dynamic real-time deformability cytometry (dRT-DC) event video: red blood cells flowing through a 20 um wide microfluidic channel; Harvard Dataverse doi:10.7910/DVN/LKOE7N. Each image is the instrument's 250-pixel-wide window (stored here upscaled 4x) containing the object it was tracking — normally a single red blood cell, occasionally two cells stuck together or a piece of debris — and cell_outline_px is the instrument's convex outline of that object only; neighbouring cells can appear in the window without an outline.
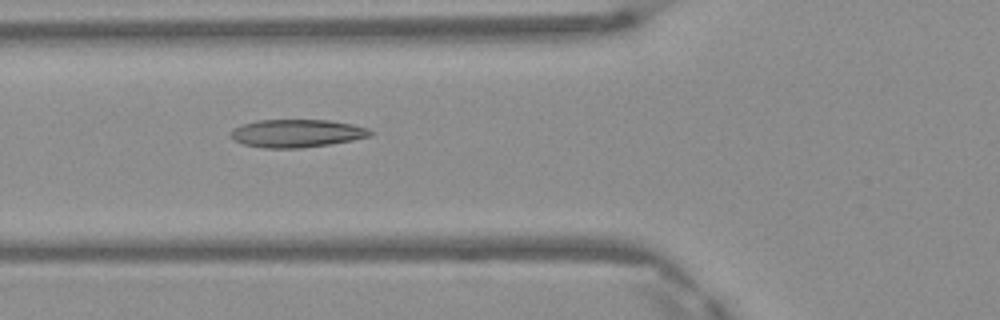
{"species": "Egyptian fruit bat (a non-hibernating species)", "species_latin": "Rousettus aegyptiacus", "temperature_condition": "warm", "stored_images_in_passage": 4, "camera_frame_rate_fps": 3000, "um_per_image_px": 0.085, "frame": {"image": 1, "passage_image": 2, "time_ms": 0.333, "image_size_px": [1000, 320], "cell_outline_px": [[376, 132], [372, 136], [352, 140], [328, 144], [300, 148], [264, 148], [244, 144], [232, 140], [228, 132], [232, 128], [240, 124], [256, 120], [328, 120], [352, 124], [368, 128]], "centroid_in_image_um": [25.19, 11.32], "position_along_channel_um": 100.6, "area_um2": 23.0}}
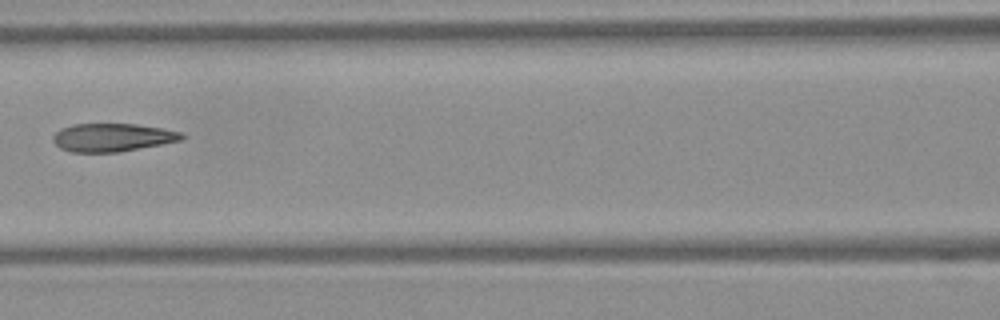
{"frame": {"image": 2, "passage_image": 3, "time_ms": 0.667, "image_size_px": [1000, 320], "cell_outline_px": [[184, 140], [164, 144], [120, 152], [72, 152], [60, 148], [52, 140], [52, 136], [60, 128], [72, 124], [136, 124], [164, 128], [180, 132], [184, 136]], "centroid_in_image_um": [9.57, 11.68], "position_along_channel_um": 157.0, "area_um2": 21.33}}
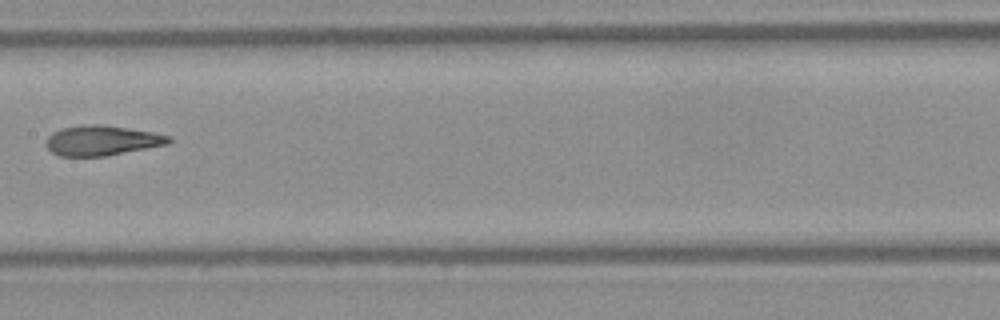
{"frame": {"image": 3, "passage_image": 4, "time_ms": 1.0, "image_size_px": [1000, 320], "cell_outline_px": [[172, 140], [168, 144], [108, 156], [60, 156], [52, 152], [44, 144], [48, 136], [52, 132], [60, 128], [84, 124], [100, 124], [128, 128], [152, 132], [172, 136]], "centroid_in_image_um": [8.65, 11.94], "position_along_channel_um": 198.8, "area_um2": 21.68}}